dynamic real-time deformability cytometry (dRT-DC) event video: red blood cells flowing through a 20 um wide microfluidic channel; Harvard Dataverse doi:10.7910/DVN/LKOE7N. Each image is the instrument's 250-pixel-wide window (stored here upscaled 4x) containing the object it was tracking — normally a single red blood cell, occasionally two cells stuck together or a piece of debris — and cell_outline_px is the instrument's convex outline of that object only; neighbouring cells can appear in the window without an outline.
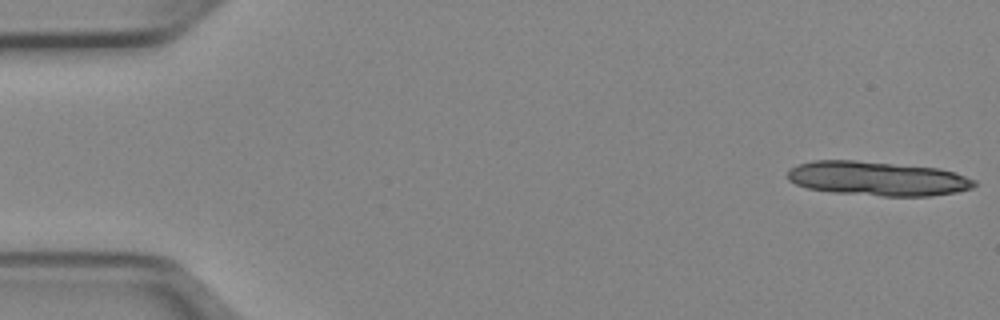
{"species": "Egyptian fruit bat (a non-hibernating species)", "species_latin": "Rousettus aegyptiacus", "temperature_condition": "cold", "stored_images_in_passage": 9, "camera_frame_rate_fps": 3000, "um_per_image_px": 0.085, "animal": {"sex": "female"}, "frame": {"image": 1, "passage_image": 1, "time_ms": 0.0, "image_size_px": [1000, 320], "cell_outline_px": [[976, 184], [972, 188], [956, 192], [932, 196], [880, 196], [832, 192], [808, 188], [796, 184], [788, 180], [788, 168], [796, 164], [812, 160], [856, 160], [940, 168], [956, 172], [976, 180]], "centroid_in_image_um": [74.58, 15.17], "position_along_channel_um": 10.4, "area_um2": 37.69}}